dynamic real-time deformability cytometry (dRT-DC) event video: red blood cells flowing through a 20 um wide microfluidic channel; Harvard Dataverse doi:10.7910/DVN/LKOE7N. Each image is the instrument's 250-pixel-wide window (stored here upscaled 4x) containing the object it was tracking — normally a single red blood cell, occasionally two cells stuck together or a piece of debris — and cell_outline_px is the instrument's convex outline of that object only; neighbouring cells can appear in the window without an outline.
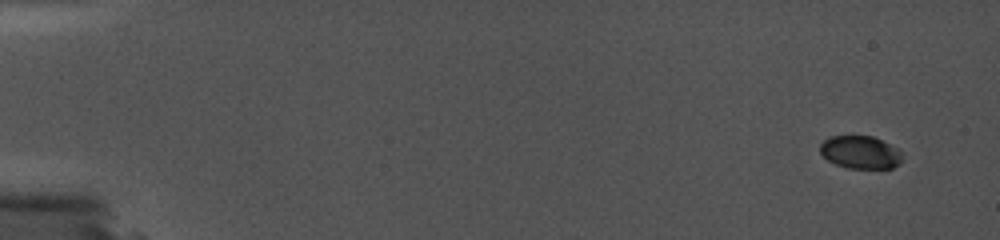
{"species": "common noctule bat (a hibernating species)", "species_latin": "Nyctalus noctula", "temperature_condition": "cold", "stored_images_in_passage": 6, "camera_frame_rate_fps": 5000, "um_per_image_px": 0.085, "animal": {"sex": "female", "body_mass_g": 19.0, "forearm_length_mm": 56.7}, "frame": {"image": 1, "passage_image": 1, "time_ms": 0.0, "image_size_px": [1000, 240], "cell_outline_px": [[904, 160], [900, 164], [892, 168], [848, 168], [836, 164], [828, 160], [820, 152], [820, 144], [824, 140], [832, 136], [872, 136], [896, 148], [900, 152]], "centroid_in_image_um": [73.14, 12.95], "position_along_channel_um": 11.9, "area_um2": 15.61}}
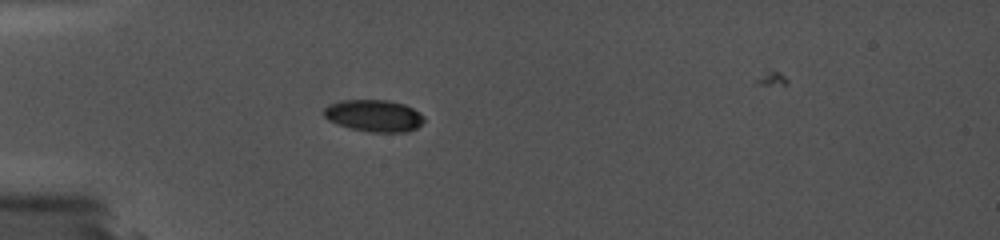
{"frame": {"image": 2, "passage_image": 5, "time_ms": 5.0, "image_size_px": [1000, 240], "cell_outline_px": [[424, 120], [416, 128], [404, 132], [372, 132], [352, 128], [336, 124], [328, 120], [324, 116], [324, 108], [328, 104], [340, 100], [388, 100], [404, 104], [420, 112], [424, 116]], "centroid_in_image_um": [31.77, 9.82], "position_along_channel_um": 53.2, "area_um2": 18.61}}